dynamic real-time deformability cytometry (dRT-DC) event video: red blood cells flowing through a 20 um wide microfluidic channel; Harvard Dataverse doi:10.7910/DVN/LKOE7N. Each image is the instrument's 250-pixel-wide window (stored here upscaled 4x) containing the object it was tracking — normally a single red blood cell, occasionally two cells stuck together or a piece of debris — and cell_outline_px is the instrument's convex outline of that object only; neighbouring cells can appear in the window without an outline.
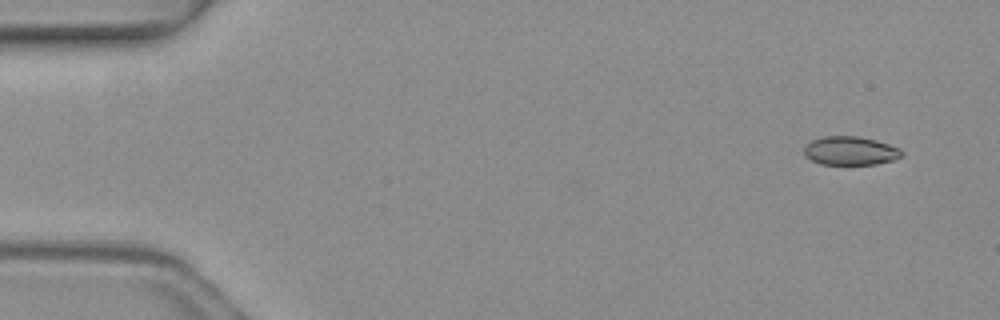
{"species": "common noctule bat (a hibernating species)", "species_latin": "Nyctalus noctula", "temperature_condition": "warm", "stored_images_in_passage": 5, "segment_of_instrument_passage": [2, 2], "camera_frame_rate_fps": 3000, "um_per_image_px": 0.085, "animal": {"sex": "female", "body_mass_g": 19.3, "forearm_length_mm": 54.1}, "frame": {"image": 1, "passage_image": 5, "time_ms": 1.333, "image_size_px": [1000, 320], "cell_outline_px": [[904, 152], [900, 156], [892, 160], [876, 164], [820, 164], [804, 156], [804, 144], [812, 140], [824, 136], [856, 136], [876, 140], [900, 148]], "centroid_in_image_um": [72.24, 12.81], "position_along_channel_um": 12.8, "area_um2": 16.3}}